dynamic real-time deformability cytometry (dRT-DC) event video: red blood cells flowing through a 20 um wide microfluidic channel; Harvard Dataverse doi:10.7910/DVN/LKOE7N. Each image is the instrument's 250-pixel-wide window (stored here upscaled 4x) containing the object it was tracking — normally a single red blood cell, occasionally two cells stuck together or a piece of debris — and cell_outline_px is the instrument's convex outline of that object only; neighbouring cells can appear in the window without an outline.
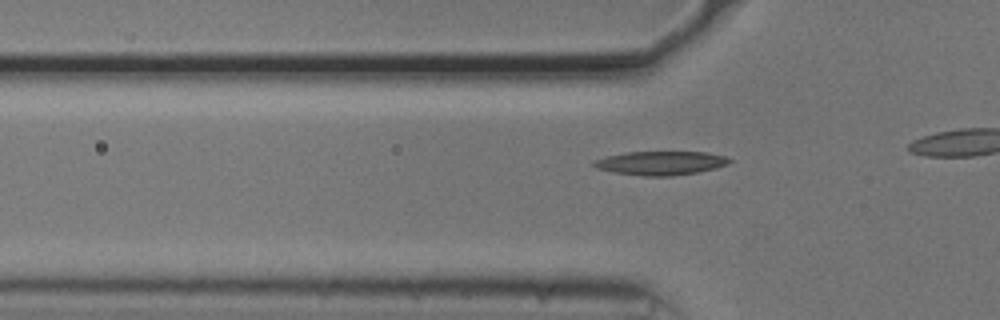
{"species": "common noctule bat (a hibernating species)", "species_latin": "Nyctalus noctula", "temperature_condition": "cold", "stored_images_in_passage": 15, "camera_frame_rate_fps": 3000, "um_per_image_px": 0.085, "animal": {"sex": "male", "body_mass_g": 20.5, "forearm_length_mm": 52.5}, "frame": {"image": 1, "passage_image": 9, "time_ms": 2.667, "image_size_px": [1000, 320], "cell_outline_px": [[732, 160], [728, 164], [716, 168], [696, 172], [672, 176], [644, 176], [616, 172], [596, 168], [592, 164], [592, 160], [608, 156], [628, 152], [708, 152], [724, 156]], "centroid_in_image_um": [56.17, 13.86], "position_along_channel_um": 69.6, "area_um2": 18.67}}
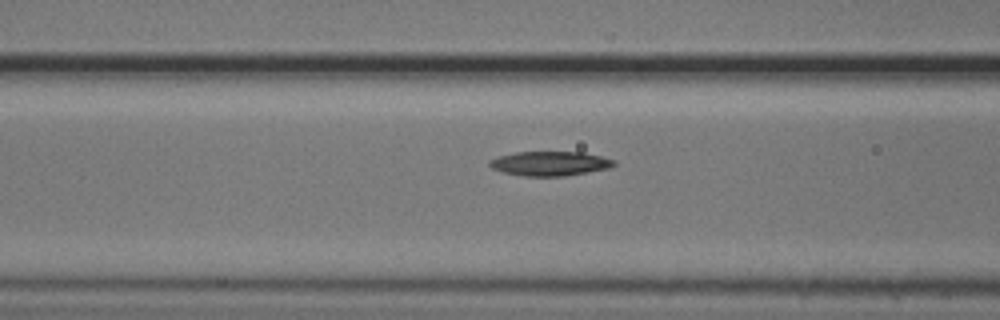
{"frame": {"image": 2, "passage_image": 13, "time_ms": 4.0, "image_size_px": [1000, 320], "cell_outline_px": [[616, 164], [608, 168], [588, 172], [564, 176], [524, 176], [504, 172], [492, 168], [488, 164], [488, 160], [500, 156], [516, 152], [584, 152], [616, 160]], "centroid_in_image_um": [46.75, 13.89], "position_along_channel_um": 119.8, "area_um2": 17.63}}